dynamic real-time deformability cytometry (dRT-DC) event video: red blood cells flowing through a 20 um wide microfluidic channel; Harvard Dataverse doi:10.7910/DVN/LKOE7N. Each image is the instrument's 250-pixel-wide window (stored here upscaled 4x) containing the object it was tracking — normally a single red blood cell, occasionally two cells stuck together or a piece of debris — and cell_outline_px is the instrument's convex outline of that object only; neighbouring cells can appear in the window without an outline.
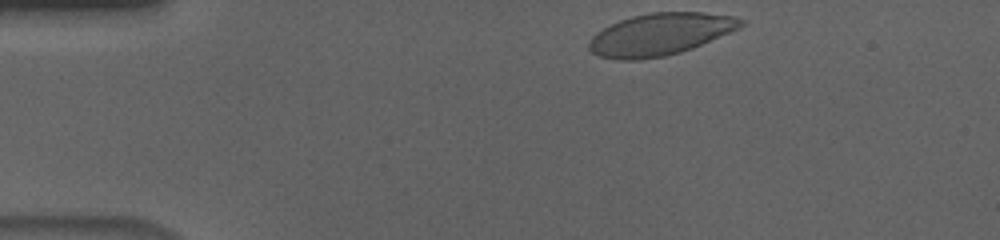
{"species": "human", "species_latin": "Homo sapiens", "temperature_condition": "cold", "stored_images_in_passage": 39, "camera_frame_rate_fps": 3000, "um_per_image_px": 0.085, "donor": {"sex": "male"}, "frame": {"image": 1, "passage_image": 1, "time_ms": 0.0, "image_size_px": [1000, 240], "cell_outline_px": [[744, 24], [728, 32], [692, 48], [680, 52], [664, 56], [640, 60], [620, 60], [600, 56], [592, 52], [588, 48], [588, 40], [596, 32], [620, 20], [632, 16], [652, 12], [704, 12], [732, 16], [744, 20]], "centroid_in_image_um": [56.05, 2.91], "position_along_channel_um": 28.9, "area_um2": 36.82}}
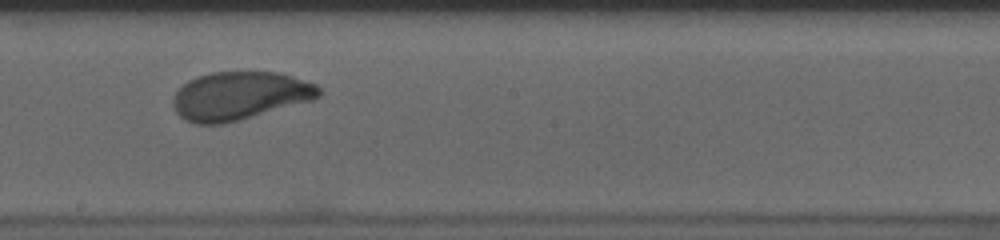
{"frame": {"image": 2, "passage_image": 23, "time_ms": 7.333, "image_size_px": [1000, 240], "cell_outline_px": [[320, 96], [316, 100], [240, 120], [224, 124], [196, 124], [184, 120], [176, 112], [172, 104], [172, 96], [188, 80], [196, 76], [212, 72], [280, 72], [316, 84], [320, 88]], "centroid_in_image_um": [20.38, 8.15], "position_along_channel_um": 227.8, "area_um2": 41.44}}
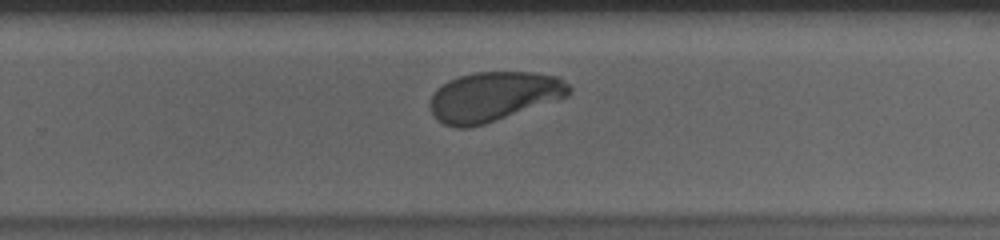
{"frame": {"image": 3, "passage_image": 28, "time_ms": 9.0, "image_size_px": [1000, 240], "cell_outline_px": [[572, 92], [568, 96], [484, 124], [468, 128], [456, 128], [444, 124], [436, 120], [428, 104], [436, 88], [448, 80], [460, 76], [476, 72], [536, 72], [560, 76], [572, 88]], "centroid_in_image_um": [41.95, 8.2], "position_along_channel_um": 287.9, "area_um2": 40.29}, "authors_computed_cell_mechanics": {"area_um2": 40.4022, "velocity_mm_per_s": 3.6118, "shape_relaxation_time_tau1_ms": 2.93, "shape_relaxation_time_tau2_ms": 0.6999, "deformation_change_tau1": 0.1354, "deformation_change_tau2": 0.0455}}